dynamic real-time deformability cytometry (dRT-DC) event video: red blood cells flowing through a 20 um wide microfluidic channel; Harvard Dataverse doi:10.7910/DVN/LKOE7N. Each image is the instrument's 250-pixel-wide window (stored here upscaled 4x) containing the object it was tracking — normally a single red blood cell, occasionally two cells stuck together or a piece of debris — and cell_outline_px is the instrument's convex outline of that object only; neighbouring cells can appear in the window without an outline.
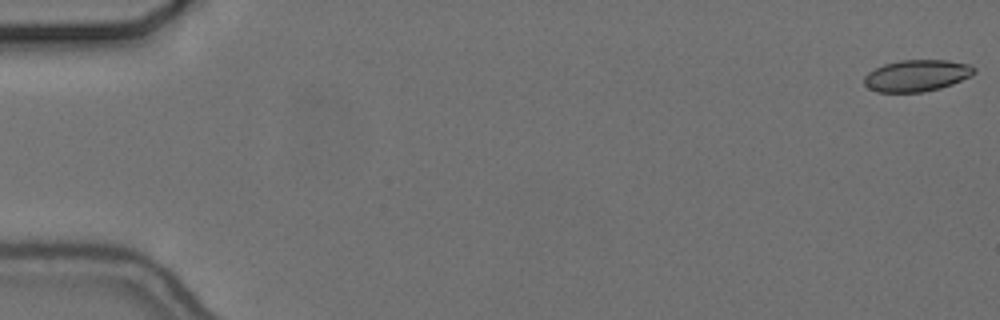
{"species": "common noctule bat (a hibernating species)", "species_latin": "Nyctalus noctula", "temperature_condition": "cold", "stored_images_in_passage": 17, "camera_frame_rate_fps": 3000, "um_per_image_px": 0.085, "animal": {"sex": "female", "body_mass_g": 24.6, "forearm_length_mm": 56.2}, "frame": {"image": 1, "passage_image": 1, "time_ms": 0.0, "image_size_px": [1000, 320], "cell_outline_px": [[976, 72], [972, 76], [952, 84], [940, 88], [924, 92], [876, 92], [868, 88], [864, 84], [864, 76], [868, 72], [884, 64], [900, 60], [948, 60], [968, 64], [976, 68]], "centroid_in_image_um": [77.93, 6.43], "position_along_channel_um": 7.1, "area_um2": 20.4}}